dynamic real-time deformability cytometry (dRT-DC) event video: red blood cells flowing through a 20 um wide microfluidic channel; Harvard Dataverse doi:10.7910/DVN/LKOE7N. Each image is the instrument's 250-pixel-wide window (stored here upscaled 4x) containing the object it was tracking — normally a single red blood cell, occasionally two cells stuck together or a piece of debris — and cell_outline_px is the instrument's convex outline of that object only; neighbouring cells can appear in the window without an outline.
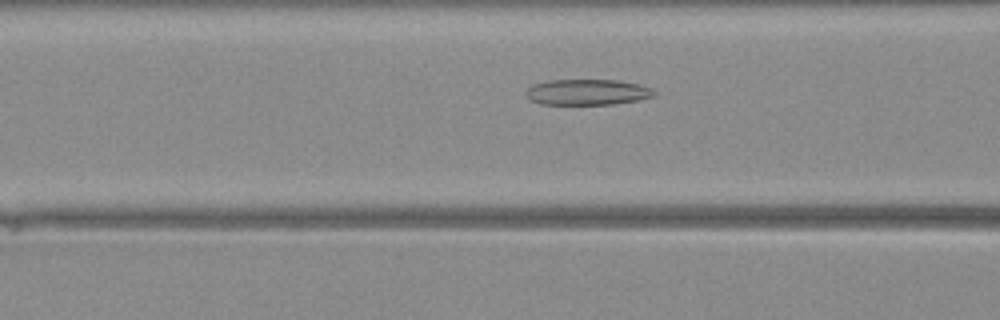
{"species": "Egyptian fruit bat (a non-hibernating species)", "species_latin": "Rousettus aegyptiacus", "temperature_condition": "warm", "stored_images_in_passage": 42, "camera_frame_rate_fps": 3000, "um_per_image_px": 0.085, "animal": {"sex": "female"}, "frame": {"image": 1, "passage_image": 16, "time_ms": 5.0, "image_size_px": [1000, 320], "cell_outline_px": [[656, 96], [636, 100], [612, 104], [540, 104], [528, 100], [524, 92], [532, 84], [548, 80], [620, 80], [640, 84], [652, 88], [656, 92]], "centroid_in_image_um": [49.9, 7.82], "position_along_channel_um": 116.7, "area_um2": 19.48}}
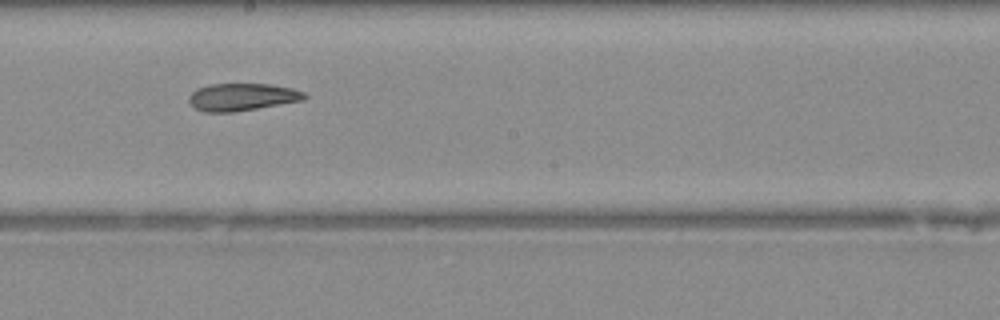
{"frame": {"image": 2, "passage_image": 23, "time_ms": 7.333, "image_size_px": [1000, 320], "cell_outline_px": [[308, 96], [304, 100], [236, 112], [204, 112], [196, 108], [188, 100], [188, 96], [196, 88], [208, 84], [268, 84], [292, 88], [304, 92]], "centroid_in_image_um": [20.57, 8.24], "position_along_channel_um": 227.6, "area_um2": 18.55}}
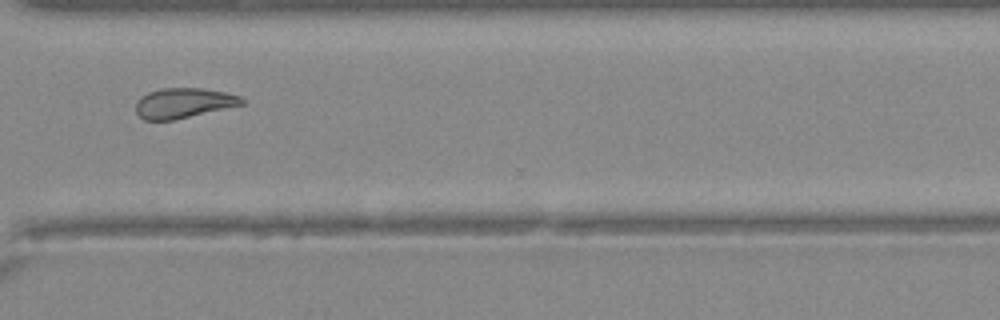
{"frame": {"image": 3, "passage_image": 31, "time_ms": 10.0, "image_size_px": [1000, 320], "cell_outline_px": [[244, 104], [172, 120], [144, 120], [136, 112], [136, 104], [140, 96], [148, 92], [160, 88], [200, 88], [224, 92], [240, 96], [244, 100]], "centroid_in_image_um": [15.57, 8.75], "position_along_channel_um": 355.0, "area_um2": 18.38}}